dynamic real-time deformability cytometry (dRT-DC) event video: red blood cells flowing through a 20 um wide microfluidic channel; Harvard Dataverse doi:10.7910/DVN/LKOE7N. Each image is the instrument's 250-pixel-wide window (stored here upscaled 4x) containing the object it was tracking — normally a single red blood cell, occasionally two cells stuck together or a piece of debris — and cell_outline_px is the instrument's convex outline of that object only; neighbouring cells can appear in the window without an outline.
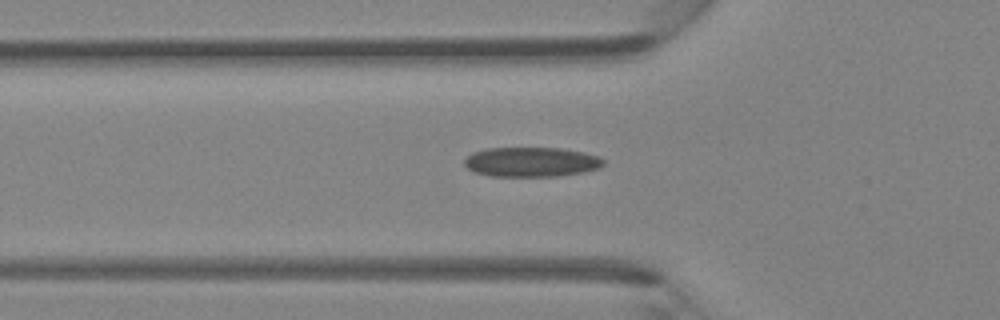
{"species": "Egyptian fruit bat (a non-hibernating species)", "species_latin": "Rousettus aegyptiacus", "temperature_condition": "room temperature", "stored_images_in_passage": 35, "camera_frame_rate_fps": 3000, "um_per_image_px": 0.085, "animal": {"sex": "female"}, "frame": {"image": 1, "passage_image": 5, "time_ms": 1.333, "image_size_px": [1000, 320], "cell_outline_px": [[604, 164], [600, 168], [584, 172], [556, 176], [488, 176], [476, 172], [468, 168], [464, 164], [464, 160], [472, 152], [488, 148], [560, 148], [584, 152], [600, 156], [604, 160]], "centroid_in_image_um": [45.19, 13.76], "position_along_channel_um": 80.6, "area_um2": 24.1}}
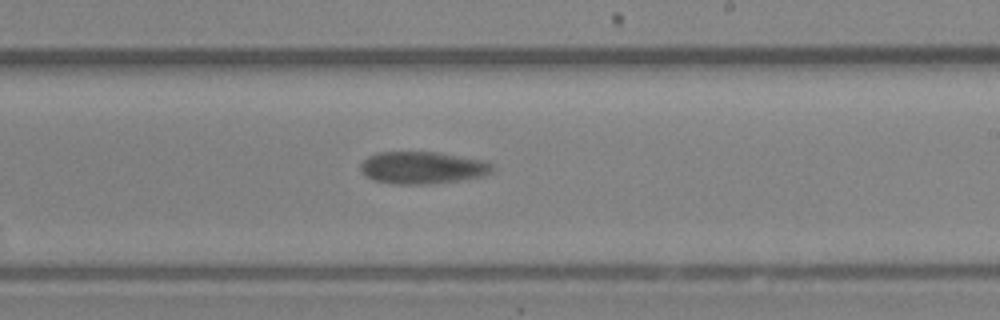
{"frame": {"image": 2, "passage_image": 17, "time_ms": 5.333, "image_size_px": [1000, 320], "cell_outline_px": [[496, 168], [492, 172], [484, 176], [460, 180], [428, 184], [396, 184], [376, 180], [368, 176], [360, 168], [360, 164], [368, 156], [376, 152], [436, 152], [484, 160], [492, 164]], "centroid_in_image_um": [35.96, 14.25], "position_along_channel_um": 253.0, "area_um2": 24.68}}
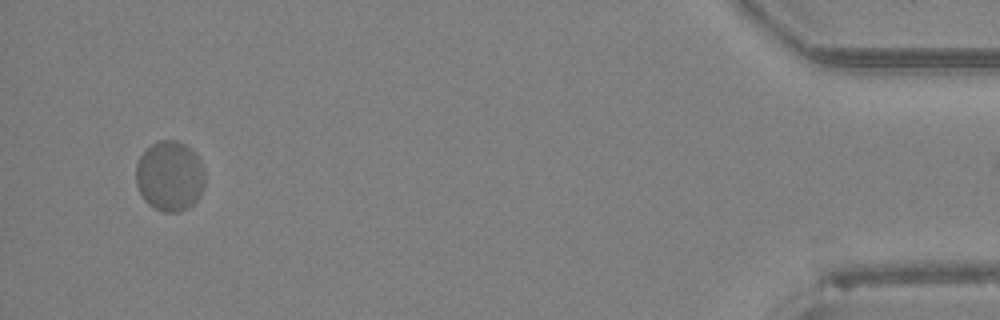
{"frame": {"image": 3, "passage_image": 34, "time_ms": 11.0, "image_size_px": [1000, 320], "cell_outline_px": [[204, 188], [200, 196], [188, 208], [180, 212], [164, 212], [148, 204], [144, 200], [136, 184], [136, 164], [140, 156], [152, 144], [160, 140], [176, 140], [192, 148], [196, 152], [204, 168]], "centroid_in_image_um": [14.45, 14.96], "position_along_channel_um": 420.8, "area_um2": 28.44}}